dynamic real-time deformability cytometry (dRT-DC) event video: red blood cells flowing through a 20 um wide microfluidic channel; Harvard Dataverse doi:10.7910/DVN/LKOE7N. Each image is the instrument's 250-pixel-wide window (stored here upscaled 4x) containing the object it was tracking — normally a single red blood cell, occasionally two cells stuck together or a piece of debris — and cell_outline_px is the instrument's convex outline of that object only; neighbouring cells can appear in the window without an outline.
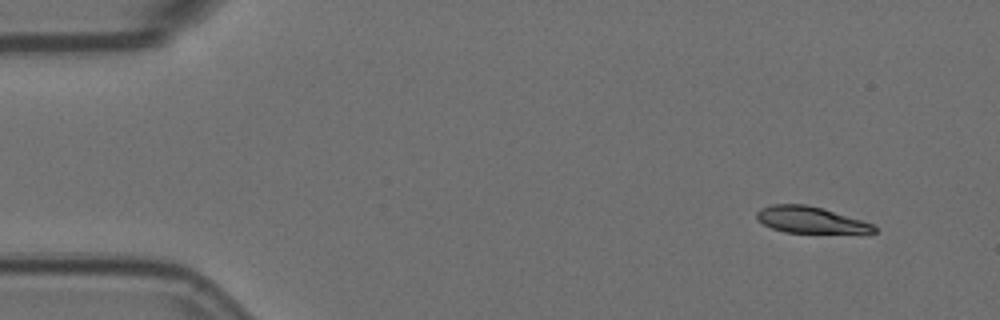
{"species": "Egyptian fruit bat (a non-hibernating species)", "species_latin": "Rousettus aegyptiacus", "temperature_condition": "room temperature", "stored_images_in_passage": 4, "camera_frame_rate_fps": 3000, "um_per_image_px": 0.085, "animal": {"sex": "female"}, "frame": {"image": 1, "passage_image": 1, "time_ms": 0.0, "image_size_px": [1000, 320], "cell_outline_px": [[876, 232], [784, 232], [772, 228], [756, 220], [756, 212], [760, 208], [772, 204], [804, 204], [824, 208], [872, 224], [876, 228]], "centroid_in_image_um": [68.8, 18.66], "position_along_channel_um": 16.2, "area_um2": 17.74}}
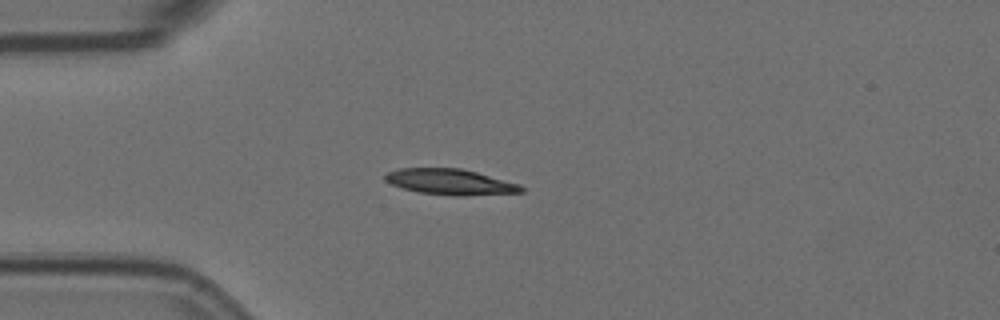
{"frame": {"image": 2, "passage_image": 4, "time_ms": 1.0, "image_size_px": [1000, 320], "cell_outline_px": [[524, 192], [464, 196], [456, 196], [420, 192], [404, 188], [392, 184], [384, 180], [384, 176], [388, 172], [400, 168], [460, 168], [476, 172], [520, 184], [524, 188]], "centroid_in_image_um": [38.3, 15.46], "position_along_channel_um": 46.7, "area_um2": 20.29}}